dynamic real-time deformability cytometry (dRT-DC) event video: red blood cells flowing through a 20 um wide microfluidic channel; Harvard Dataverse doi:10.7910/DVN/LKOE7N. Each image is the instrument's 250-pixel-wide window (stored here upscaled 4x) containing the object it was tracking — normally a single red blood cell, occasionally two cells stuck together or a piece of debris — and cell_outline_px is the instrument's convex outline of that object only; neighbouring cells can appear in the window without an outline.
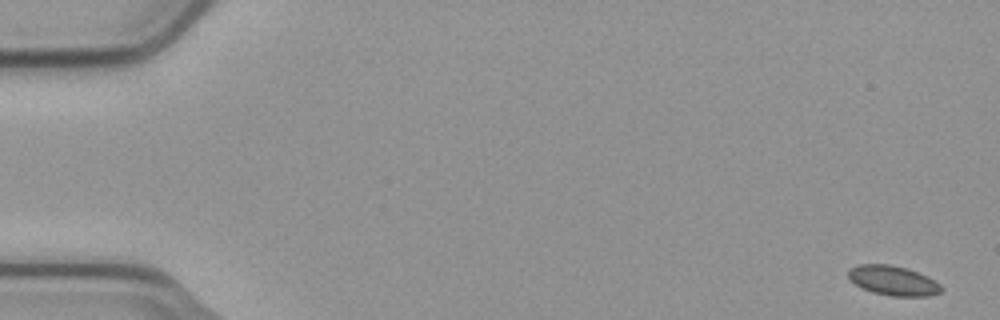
{"species": "common noctule bat (a hibernating species)", "species_latin": "Nyctalus noctula", "temperature_condition": "cold", "stored_images_in_passage": 55, "camera_frame_rate_fps": 3000, "um_per_image_px": 0.085, "animal": {"sex": "male", "body_mass_g": 23.1, "forearm_length_mm": 52.7}, "frame": {"image": 1, "passage_image": 1, "time_ms": 0.0, "image_size_px": [1000, 320], "cell_outline_px": [[944, 288], [940, 292], [928, 296], [892, 296], [872, 292], [856, 284], [848, 276], [848, 272], [852, 268], [860, 264], [888, 264], [904, 268], [928, 276], [940, 284]], "centroid_in_image_um": [75.95, 23.86], "position_along_channel_um": 9.1, "area_um2": 15.78}}
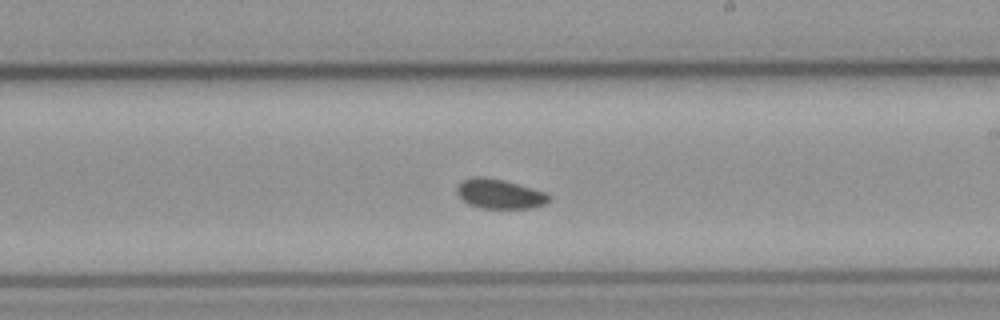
{"frame": {"image": 2, "passage_image": 32, "time_ms": 10.333, "image_size_px": [1000, 320], "cell_outline_px": [[552, 200], [544, 204], [532, 208], [480, 208], [468, 204], [456, 192], [456, 188], [464, 180], [476, 176], [480, 176], [504, 180], [548, 192], [552, 196]], "centroid_in_image_um": [42.54, 16.49], "position_along_channel_um": 246.5, "area_um2": 15.95}}
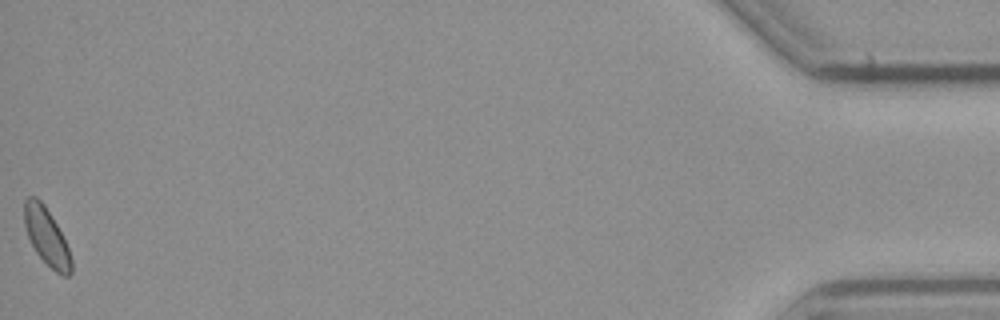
{"frame": {"image": 3, "passage_image": 55, "time_ms": 18.0, "image_size_px": [1000, 320], "cell_outline_px": [[72, 272], [68, 276], [64, 276], [56, 272], [36, 252], [28, 236], [24, 224], [24, 200], [28, 196], [36, 196], [44, 204], [56, 224], [68, 248], [72, 260]], "centroid_in_image_um": [3.95, 20.09], "position_along_channel_um": 431.3, "area_um2": 15.37}}